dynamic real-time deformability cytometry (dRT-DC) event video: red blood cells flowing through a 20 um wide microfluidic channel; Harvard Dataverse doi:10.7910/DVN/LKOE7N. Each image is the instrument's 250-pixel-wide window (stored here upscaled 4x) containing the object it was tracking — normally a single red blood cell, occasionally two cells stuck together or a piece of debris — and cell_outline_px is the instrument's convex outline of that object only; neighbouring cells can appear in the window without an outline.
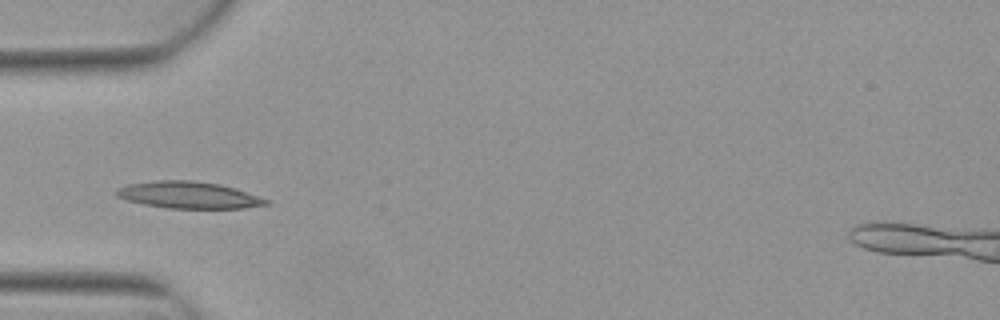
{"species": "Egyptian fruit bat (a non-hibernating species)", "species_latin": "Rousettus aegyptiacus", "temperature_condition": "warm", "stored_images_in_passage": 4, "camera_frame_rate_fps": 3000, "um_per_image_px": 0.085, "animal": {"sex": "female"}, "frame": {"image": 1, "passage_image": 4, "time_ms": 1.0, "image_size_px": [1000, 320], "cell_outline_px": [[272, 204], [244, 208], [168, 208], [144, 204], [128, 200], [116, 196], [112, 192], [116, 188], [128, 184], [152, 180], [192, 180], [220, 184], [268, 200]], "centroid_in_image_um": [15.96, 16.57], "position_along_channel_um": 69.0, "area_um2": 23.29}}